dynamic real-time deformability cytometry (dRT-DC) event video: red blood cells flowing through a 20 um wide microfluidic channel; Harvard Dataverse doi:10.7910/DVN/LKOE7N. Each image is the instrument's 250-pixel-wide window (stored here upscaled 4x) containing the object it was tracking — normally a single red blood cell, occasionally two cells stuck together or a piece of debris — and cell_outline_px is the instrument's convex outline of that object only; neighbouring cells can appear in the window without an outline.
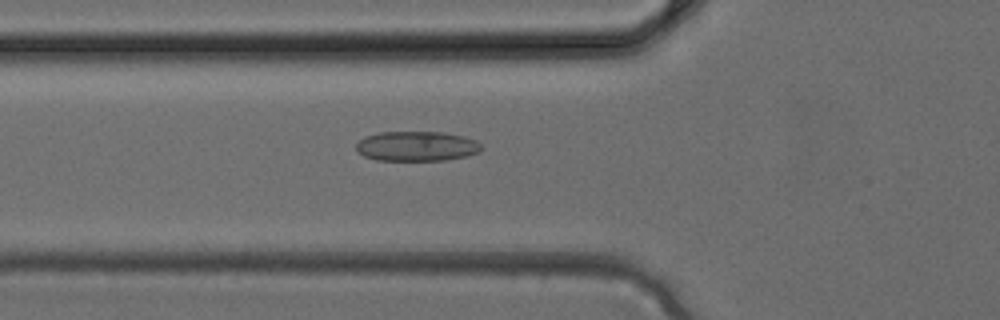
{"species": "common noctule bat (a hibernating species)", "species_latin": "Nyctalus noctula", "temperature_condition": "cold", "stored_images_in_passage": 4, "camera_frame_rate_fps": 3000, "um_per_image_px": 0.085, "animal": {"sex": "female", "body_mass_g": 24.6, "forearm_length_mm": 56.2}, "frame": {"image": 1, "passage_image": 4, "time_ms": 1.0, "image_size_px": [1000, 320], "cell_outline_px": [[480, 152], [468, 156], [444, 160], [376, 160], [364, 156], [356, 152], [356, 144], [364, 136], [380, 132], [444, 132], [464, 136], [476, 140], [480, 144]], "centroid_in_image_um": [35.4, 12.42], "position_along_channel_um": 90.4, "area_um2": 21.91}}